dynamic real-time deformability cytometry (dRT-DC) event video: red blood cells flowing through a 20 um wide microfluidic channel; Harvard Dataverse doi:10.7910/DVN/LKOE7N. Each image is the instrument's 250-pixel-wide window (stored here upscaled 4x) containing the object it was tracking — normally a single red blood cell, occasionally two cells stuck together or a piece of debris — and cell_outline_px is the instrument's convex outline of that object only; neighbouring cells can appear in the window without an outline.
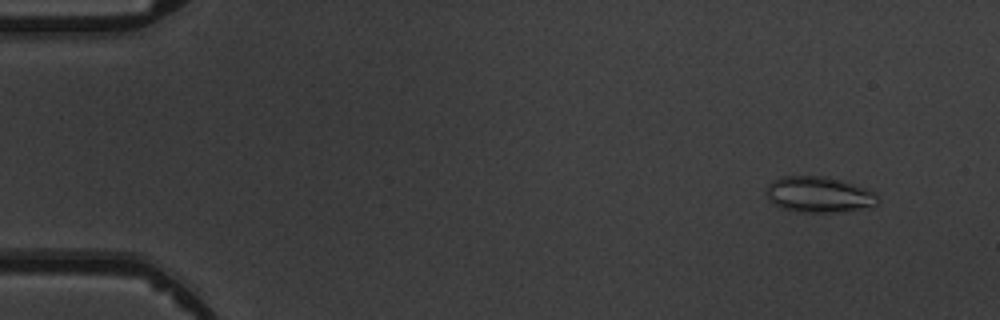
{"species": "common noctule bat (a hibernating species)", "species_latin": "Nyctalus noctula", "temperature_condition": "warm", "stored_images_in_passage": 5, "camera_frame_rate_fps": 3000, "um_per_image_px": 0.085, "animal": {"sex": "male", "body_mass_g": 19.5, "forearm_length_mm": 54.6}, "frame": {"image": 1, "passage_image": 2, "time_ms": 1.333, "image_size_px": [1000, 320], "cell_outline_px": [[880, 204], [872, 208], [844, 212], [804, 212], [784, 208], [768, 200], [764, 192], [768, 184], [772, 180], [784, 176], [824, 176], [840, 180], [876, 192], [880, 196]], "centroid_in_image_um": [69.67, 16.55], "position_along_channel_um": 15.3, "area_um2": 23.7}}